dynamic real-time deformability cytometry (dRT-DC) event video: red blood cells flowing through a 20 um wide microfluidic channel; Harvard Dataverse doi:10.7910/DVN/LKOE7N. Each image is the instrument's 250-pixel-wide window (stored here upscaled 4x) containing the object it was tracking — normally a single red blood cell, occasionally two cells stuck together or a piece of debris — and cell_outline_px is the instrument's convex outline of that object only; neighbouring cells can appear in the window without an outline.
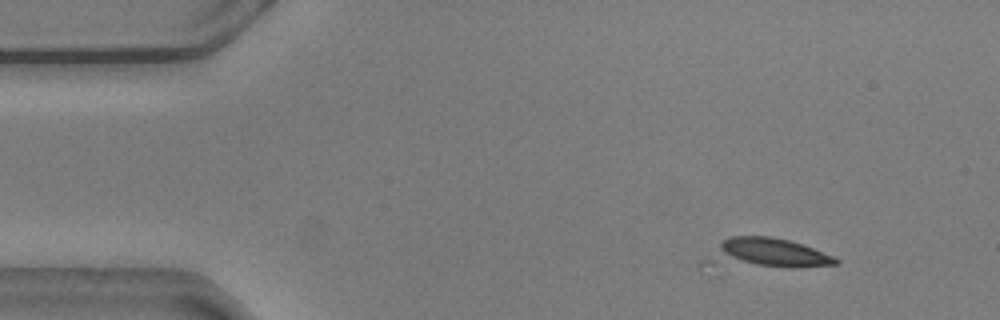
{"species": "common noctule bat (a hibernating species)", "species_latin": "Nyctalus noctula", "temperature_condition": "warm", "stored_images_in_passage": 8, "camera_frame_rate_fps": 3000, "um_per_image_px": 0.085, "animal": {"sex": "male", "body_mass_g": 20.5, "forearm_length_mm": 52.5}, "frame": {"image": 1, "passage_image": 8, "time_ms": 2.333, "image_size_px": [1000, 320], "cell_outline_px": [[840, 260], [836, 264], [796, 268], [700, 268], [696, 264], [720, 240], [728, 236], [772, 236], [788, 240], [812, 248], [832, 256]], "centroid_in_image_um": [64.85, 21.6], "position_along_channel_um": 20.2, "area_um2": 24.39}}